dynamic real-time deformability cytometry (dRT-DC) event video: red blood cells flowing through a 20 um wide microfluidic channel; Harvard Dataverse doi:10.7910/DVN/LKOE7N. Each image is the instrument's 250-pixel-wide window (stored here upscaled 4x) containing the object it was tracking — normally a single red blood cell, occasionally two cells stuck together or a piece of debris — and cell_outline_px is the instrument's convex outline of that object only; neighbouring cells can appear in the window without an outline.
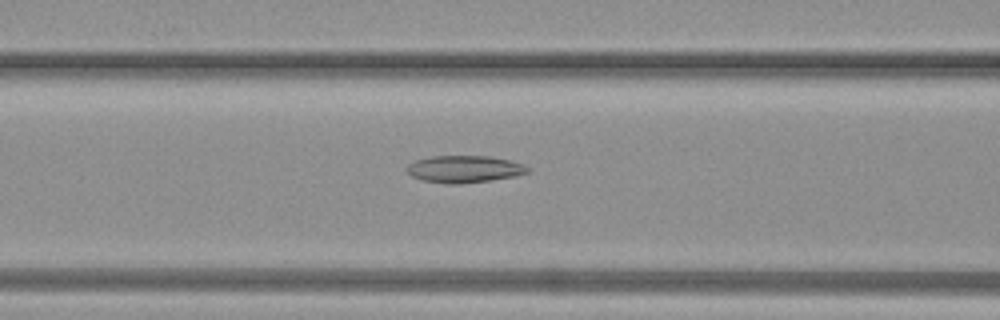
{"species": "common noctule bat (a hibernating species)", "species_latin": "Nyctalus noctula", "temperature_condition": "warm", "stored_images_in_passage": 14, "camera_frame_rate_fps": 3000, "um_per_image_px": 0.085, "animal": {"sex": "female", "body_mass_g": 19.3, "forearm_length_mm": 54.1}, "frame": {"image": 1, "passage_image": 10, "time_ms": 3.0, "image_size_px": [1000, 320], "cell_outline_px": [[528, 172], [516, 176], [492, 180], [460, 184], [448, 184], [420, 180], [412, 176], [404, 168], [408, 164], [416, 160], [432, 156], [492, 156], [524, 164], [528, 168]], "centroid_in_image_um": [39.44, 14.38], "position_along_channel_um": 127.2, "area_um2": 19.19}}
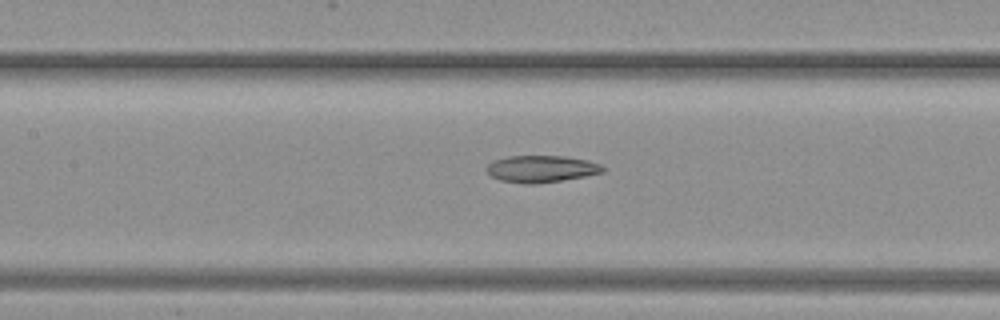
{"frame": {"image": 2, "passage_image": 12, "time_ms": 3.667, "image_size_px": [1000, 320], "cell_outline_px": [[604, 172], [584, 176], [560, 180], [532, 184], [524, 184], [500, 180], [492, 176], [484, 168], [492, 160], [508, 156], [564, 156], [588, 160], [600, 164], [604, 168]], "centroid_in_image_um": [45.97, 14.34], "position_along_channel_um": 161.4, "area_um2": 18.15}}